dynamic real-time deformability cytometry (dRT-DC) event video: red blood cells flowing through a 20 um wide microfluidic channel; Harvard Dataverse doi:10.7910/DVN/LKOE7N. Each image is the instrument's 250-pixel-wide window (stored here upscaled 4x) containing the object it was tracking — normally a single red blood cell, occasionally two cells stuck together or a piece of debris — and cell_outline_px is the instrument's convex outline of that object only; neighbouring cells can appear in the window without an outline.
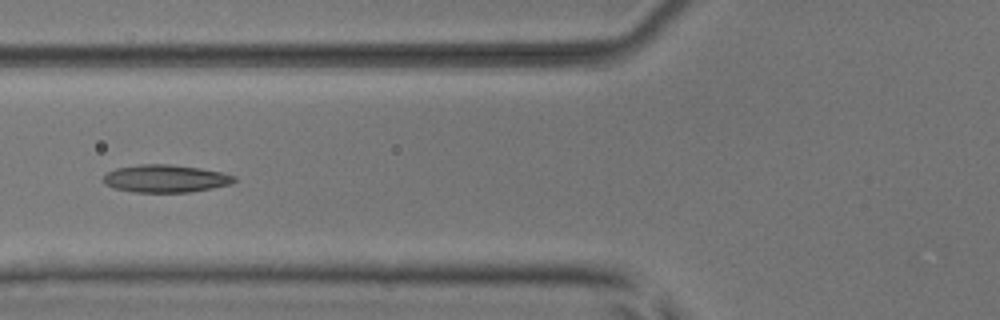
{"species": "common noctule bat (a hibernating species)", "species_latin": "Nyctalus noctula", "temperature_condition": "room temperature", "stored_images_in_passage": 6, "camera_frame_rate_fps": 3000, "um_per_image_px": 0.085, "animal": {"sex": "male", "body_mass_g": 17.9, "forearm_length_mm": 54.2}, "frame": {"image": 1, "passage_image": 5, "time_ms": 1.333, "image_size_px": [1000, 320], "cell_outline_px": [[236, 180], [232, 184], [212, 188], [188, 192], [132, 192], [112, 188], [104, 184], [100, 180], [108, 172], [116, 168], [140, 164], [168, 164], [200, 168], [220, 172], [236, 176]], "centroid_in_image_um": [14.03, 15.18], "position_along_channel_um": 111.8, "area_um2": 21.21}}
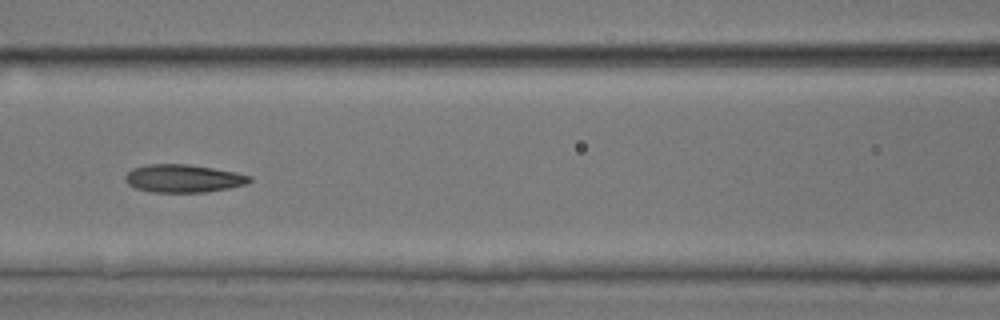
{"frame": {"image": 2, "passage_image": 6, "time_ms": 1.667, "image_size_px": [1000, 320], "cell_outline_px": [[252, 180], [244, 184], [228, 188], [208, 192], [152, 192], [136, 188], [128, 184], [124, 180], [124, 176], [132, 168], [148, 164], [188, 164], [236, 172], [252, 176]], "centroid_in_image_um": [15.56, 15.16], "position_along_channel_um": 151.0, "area_um2": 20.23}}